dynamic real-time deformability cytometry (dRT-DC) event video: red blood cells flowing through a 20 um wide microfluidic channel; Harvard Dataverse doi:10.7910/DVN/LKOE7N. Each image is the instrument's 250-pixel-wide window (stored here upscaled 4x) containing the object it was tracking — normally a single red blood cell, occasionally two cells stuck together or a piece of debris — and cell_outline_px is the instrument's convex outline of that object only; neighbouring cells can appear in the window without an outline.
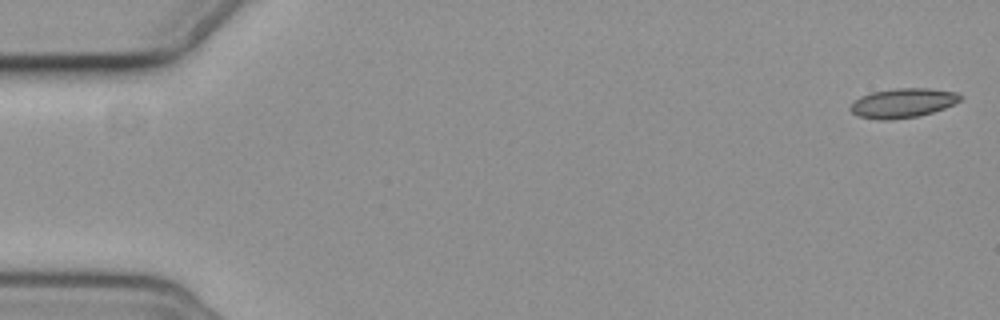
{"species": "common noctule bat (a hibernating species)", "species_latin": "Nyctalus noctula", "temperature_condition": "cold", "stored_images_in_passage": 6, "camera_frame_rate_fps": 3000, "um_per_image_px": 0.085, "animal": {"sex": "female", "body_mass_g": 19.3, "forearm_length_mm": 54.1}, "frame": {"image": 1, "passage_image": 1, "time_ms": 0.0, "image_size_px": [1000, 320], "cell_outline_px": [[964, 96], [960, 100], [944, 108], [932, 112], [916, 116], [892, 120], [880, 120], [856, 116], [848, 108], [852, 100], [860, 96], [872, 92], [896, 88], [928, 88], [956, 92]], "centroid_in_image_um": [76.68, 8.75], "position_along_channel_um": 8.3, "area_um2": 18.96}}
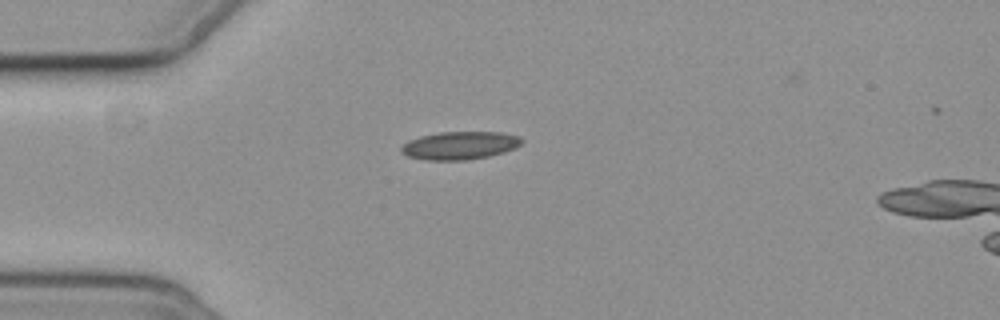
{"frame": {"image": 2, "passage_image": 5, "time_ms": 4.667, "image_size_px": [1000, 320], "cell_outline_px": [[524, 140], [516, 148], [504, 152], [488, 156], [468, 160], [424, 160], [408, 156], [400, 152], [400, 148], [408, 140], [420, 136], [440, 132], [500, 132], [520, 136]], "centroid_in_image_um": [39.08, 12.36], "position_along_channel_um": 45.9, "area_um2": 19.77}}
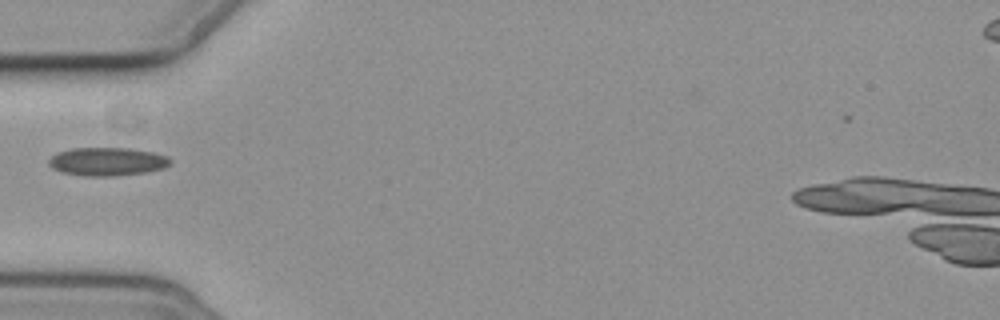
{"frame": {"image": 3, "passage_image": 6, "time_ms": 6.0, "image_size_px": [1000, 320], "cell_outline_px": [[172, 164], [164, 168], [144, 172], [112, 176], [88, 176], [64, 172], [52, 168], [48, 164], [48, 160], [56, 152], [72, 148], [128, 148], [152, 152], [168, 156], [172, 160]], "centroid_in_image_um": [9.13, 13.72], "position_along_channel_um": 75.9, "area_um2": 20.0}}